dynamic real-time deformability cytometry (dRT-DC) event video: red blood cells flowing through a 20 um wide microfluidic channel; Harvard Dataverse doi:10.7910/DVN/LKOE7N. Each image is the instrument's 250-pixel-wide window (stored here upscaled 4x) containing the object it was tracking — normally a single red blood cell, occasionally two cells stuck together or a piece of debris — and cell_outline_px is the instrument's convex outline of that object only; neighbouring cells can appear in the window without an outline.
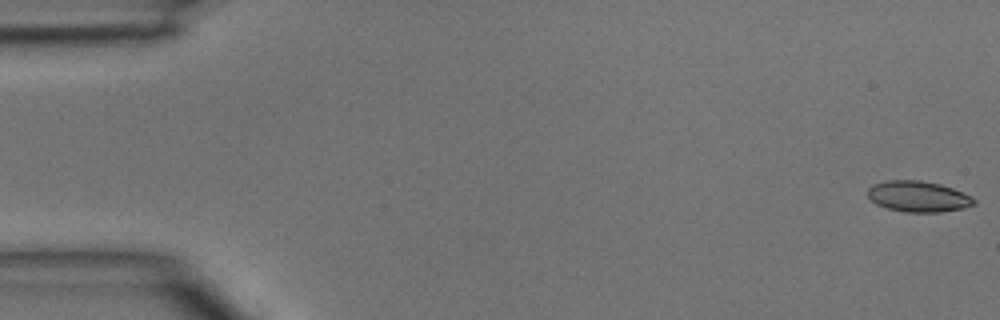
{"species": "common noctule bat (a hibernating species)", "species_latin": "Nyctalus noctula", "temperature_condition": "room temperature", "stored_images_in_passage": 5, "camera_frame_rate_fps": 3000, "um_per_image_px": 0.085, "animal": {"sex": "male", "body_mass_g": 15.6}, "frame": {"image": 1, "passage_image": 1, "time_ms": 0.0, "image_size_px": [1000, 320], "cell_outline_px": [[976, 204], [964, 208], [940, 212], [904, 212], [888, 208], [876, 204], [868, 196], [868, 188], [872, 184], [888, 180], [920, 180], [940, 184], [952, 188], [972, 196], [976, 200]], "centroid_in_image_um": [78.06, 16.7], "position_along_channel_um": 6.9, "area_um2": 19.19}}